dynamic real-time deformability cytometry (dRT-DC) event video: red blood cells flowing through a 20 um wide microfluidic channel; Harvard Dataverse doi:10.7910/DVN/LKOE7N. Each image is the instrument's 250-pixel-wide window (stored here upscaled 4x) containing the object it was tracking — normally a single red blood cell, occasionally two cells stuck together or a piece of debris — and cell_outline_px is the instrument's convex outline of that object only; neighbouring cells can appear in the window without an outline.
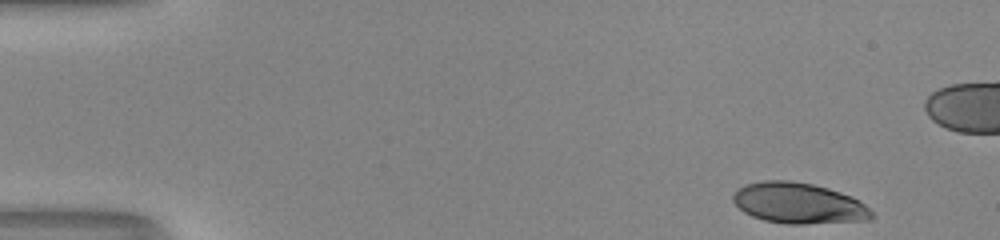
{"species": "human", "species_latin": "Homo sapiens", "temperature_condition": "room temperature", "stored_images_in_passage": 36, "camera_frame_rate_fps": 3000, "um_per_image_px": 0.085, "donor": {"sex": "male"}, "frame": {"image": 1, "passage_image": 1, "time_ms": 0.0, "image_size_px": [1000, 240], "cell_outline_px": [[872, 220], [804, 224], [788, 224], [764, 220], [752, 216], [744, 212], [732, 200], [732, 196], [740, 188], [748, 184], [764, 180], [788, 180], [812, 184], [828, 188], [852, 196], [860, 200], [872, 212]], "centroid_in_image_um": [67.91, 17.28], "position_along_channel_um": 17.1, "area_um2": 32.83}}
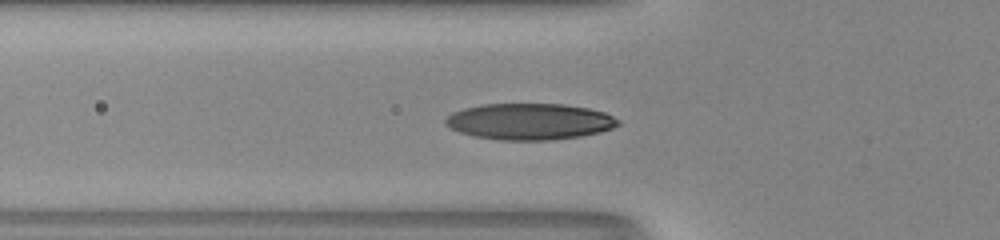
{"frame": {"image": 2, "passage_image": 15, "time_ms": 4.667, "image_size_px": [1000, 240], "cell_outline_px": [[620, 124], [612, 128], [600, 132], [580, 136], [548, 140], [500, 140], [476, 136], [460, 132], [444, 124], [444, 120], [452, 112], [464, 108], [484, 104], [564, 104], [588, 108], [604, 112], [620, 120]], "centroid_in_image_um": [45.02, 10.32], "position_along_channel_um": 80.8, "area_um2": 36.41}}
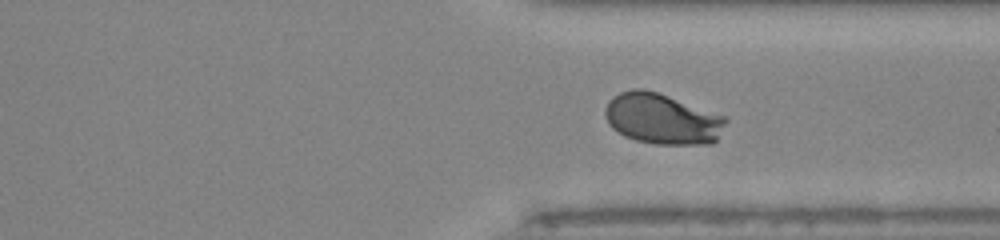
{"frame": {"image": 3, "passage_image": 35, "time_ms": 11.333, "image_size_px": [1000, 240], "cell_outline_px": [[728, 120], [716, 140], [712, 144], [656, 144], [636, 140], [624, 136], [612, 128], [608, 124], [604, 116], [604, 108], [608, 100], [612, 96], [620, 92], [632, 88], [644, 88], [668, 96], [724, 116]], "centroid_in_image_um": [56.23, 10.1], "position_along_channel_um": 355.2, "area_um2": 35.72}}